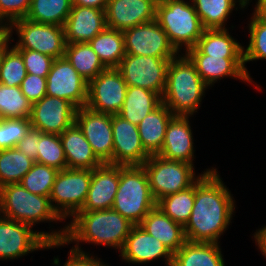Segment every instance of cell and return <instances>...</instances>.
<instances>
[{"mask_svg": "<svg viewBox=\"0 0 266 266\" xmlns=\"http://www.w3.org/2000/svg\"><path fill=\"white\" fill-rule=\"evenodd\" d=\"M235 199L224 185L217 168L195 182V200L184 233L187 241L220 243L219 238L232 223Z\"/></svg>", "mask_w": 266, "mask_h": 266, "instance_id": "obj_1", "label": "cell"}, {"mask_svg": "<svg viewBox=\"0 0 266 266\" xmlns=\"http://www.w3.org/2000/svg\"><path fill=\"white\" fill-rule=\"evenodd\" d=\"M66 224L64 242L83 252L79 243L107 246L121 251L134 224L114 209L78 211Z\"/></svg>", "mask_w": 266, "mask_h": 266, "instance_id": "obj_2", "label": "cell"}, {"mask_svg": "<svg viewBox=\"0 0 266 266\" xmlns=\"http://www.w3.org/2000/svg\"><path fill=\"white\" fill-rule=\"evenodd\" d=\"M207 89L194 63L185 53H179L168 64L162 103L174 116L193 117Z\"/></svg>", "mask_w": 266, "mask_h": 266, "instance_id": "obj_3", "label": "cell"}, {"mask_svg": "<svg viewBox=\"0 0 266 266\" xmlns=\"http://www.w3.org/2000/svg\"><path fill=\"white\" fill-rule=\"evenodd\" d=\"M155 20L179 53L195 47L204 31L191 0H158Z\"/></svg>", "mask_w": 266, "mask_h": 266, "instance_id": "obj_4", "label": "cell"}, {"mask_svg": "<svg viewBox=\"0 0 266 266\" xmlns=\"http://www.w3.org/2000/svg\"><path fill=\"white\" fill-rule=\"evenodd\" d=\"M57 230L37 232L29 225L0 216V260L10 261L36 250L64 247L66 225Z\"/></svg>", "mask_w": 266, "mask_h": 266, "instance_id": "obj_5", "label": "cell"}, {"mask_svg": "<svg viewBox=\"0 0 266 266\" xmlns=\"http://www.w3.org/2000/svg\"><path fill=\"white\" fill-rule=\"evenodd\" d=\"M156 203L144 167L119 165V185L112 209L139 225Z\"/></svg>", "mask_w": 266, "mask_h": 266, "instance_id": "obj_6", "label": "cell"}, {"mask_svg": "<svg viewBox=\"0 0 266 266\" xmlns=\"http://www.w3.org/2000/svg\"><path fill=\"white\" fill-rule=\"evenodd\" d=\"M0 216L32 228L41 222H63L52 208L49 197L31 193L20 183L0 188Z\"/></svg>", "mask_w": 266, "mask_h": 266, "instance_id": "obj_7", "label": "cell"}, {"mask_svg": "<svg viewBox=\"0 0 266 266\" xmlns=\"http://www.w3.org/2000/svg\"><path fill=\"white\" fill-rule=\"evenodd\" d=\"M142 166L148 175L151 194L156 202L166 195L187 189L202 174L215 170L213 167L208 168L196 175L194 164L164 159L159 155H151Z\"/></svg>", "mask_w": 266, "mask_h": 266, "instance_id": "obj_8", "label": "cell"}, {"mask_svg": "<svg viewBox=\"0 0 266 266\" xmlns=\"http://www.w3.org/2000/svg\"><path fill=\"white\" fill-rule=\"evenodd\" d=\"M91 178L92 170L66 168L57 173L49 198L63 220H71L83 208Z\"/></svg>", "mask_w": 266, "mask_h": 266, "instance_id": "obj_9", "label": "cell"}, {"mask_svg": "<svg viewBox=\"0 0 266 266\" xmlns=\"http://www.w3.org/2000/svg\"><path fill=\"white\" fill-rule=\"evenodd\" d=\"M16 31V49L37 51L54 59L64 57L66 40L64 27L20 18L12 22Z\"/></svg>", "mask_w": 266, "mask_h": 266, "instance_id": "obj_10", "label": "cell"}, {"mask_svg": "<svg viewBox=\"0 0 266 266\" xmlns=\"http://www.w3.org/2000/svg\"><path fill=\"white\" fill-rule=\"evenodd\" d=\"M170 60L126 54L116 69L121 73L127 86L148 89L162 98Z\"/></svg>", "mask_w": 266, "mask_h": 266, "instance_id": "obj_11", "label": "cell"}, {"mask_svg": "<svg viewBox=\"0 0 266 266\" xmlns=\"http://www.w3.org/2000/svg\"><path fill=\"white\" fill-rule=\"evenodd\" d=\"M127 87L116 68H107L88 82L85 106L105 114H118L123 107Z\"/></svg>", "mask_w": 266, "mask_h": 266, "instance_id": "obj_12", "label": "cell"}, {"mask_svg": "<svg viewBox=\"0 0 266 266\" xmlns=\"http://www.w3.org/2000/svg\"><path fill=\"white\" fill-rule=\"evenodd\" d=\"M125 53L173 59L179 52L156 20L123 31Z\"/></svg>", "mask_w": 266, "mask_h": 266, "instance_id": "obj_13", "label": "cell"}, {"mask_svg": "<svg viewBox=\"0 0 266 266\" xmlns=\"http://www.w3.org/2000/svg\"><path fill=\"white\" fill-rule=\"evenodd\" d=\"M75 123L102 163L113 164V131L111 115L91 110L87 106L78 108Z\"/></svg>", "mask_w": 266, "mask_h": 266, "instance_id": "obj_14", "label": "cell"}, {"mask_svg": "<svg viewBox=\"0 0 266 266\" xmlns=\"http://www.w3.org/2000/svg\"><path fill=\"white\" fill-rule=\"evenodd\" d=\"M46 79V95L65 99L77 109L86 105L88 82L65 57L54 59Z\"/></svg>", "mask_w": 266, "mask_h": 266, "instance_id": "obj_15", "label": "cell"}, {"mask_svg": "<svg viewBox=\"0 0 266 266\" xmlns=\"http://www.w3.org/2000/svg\"><path fill=\"white\" fill-rule=\"evenodd\" d=\"M77 108L69 101L45 95L32 104L30 124L43 133L62 134L75 123Z\"/></svg>", "mask_w": 266, "mask_h": 266, "instance_id": "obj_16", "label": "cell"}, {"mask_svg": "<svg viewBox=\"0 0 266 266\" xmlns=\"http://www.w3.org/2000/svg\"><path fill=\"white\" fill-rule=\"evenodd\" d=\"M113 131V165L142 166L150 157L142 146L136 125L118 114L111 115Z\"/></svg>", "mask_w": 266, "mask_h": 266, "instance_id": "obj_17", "label": "cell"}, {"mask_svg": "<svg viewBox=\"0 0 266 266\" xmlns=\"http://www.w3.org/2000/svg\"><path fill=\"white\" fill-rule=\"evenodd\" d=\"M185 54L196 67L201 79L210 88L222 78H233L242 82H252L246 74L244 58H222L203 54L196 46L188 49Z\"/></svg>", "mask_w": 266, "mask_h": 266, "instance_id": "obj_18", "label": "cell"}, {"mask_svg": "<svg viewBox=\"0 0 266 266\" xmlns=\"http://www.w3.org/2000/svg\"><path fill=\"white\" fill-rule=\"evenodd\" d=\"M127 263L147 264L163 258L166 266H172L173 253L158 239L139 225H134L119 253Z\"/></svg>", "mask_w": 266, "mask_h": 266, "instance_id": "obj_19", "label": "cell"}, {"mask_svg": "<svg viewBox=\"0 0 266 266\" xmlns=\"http://www.w3.org/2000/svg\"><path fill=\"white\" fill-rule=\"evenodd\" d=\"M158 0H108L106 24L110 29L125 31L155 20Z\"/></svg>", "mask_w": 266, "mask_h": 266, "instance_id": "obj_20", "label": "cell"}, {"mask_svg": "<svg viewBox=\"0 0 266 266\" xmlns=\"http://www.w3.org/2000/svg\"><path fill=\"white\" fill-rule=\"evenodd\" d=\"M119 185V165L103 163L92 170L89 190L80 211L111 209Z\"/></svg>", "mask_w": 266, "mask_h": 266, "instance_id": "obj_21", "label": "cell"}, {"mask_svg": "<svg viewBox=\"0 0 266 266\" xmlns=\"http://www.w3.org/2000/svg\"><path fill=\"white\" fill-rule=\"evenodd\" d=\"M107 27L105 10L72 5L64 24L66 43H85Z\"/></svg>", "mask_w": 266, "mask_h": 266, "instance_id": "obj_22", "label": "cell"}, {"mask_svg": "<svg viewBox=\"0 0 266 266\" xmlns=\"http://www.w3.org/2000/svg\"><path fill=\"white\" fill-rule=\"evenodd\" d=\"M189 116H173L169 121L159 156L193 164L194 139Z\"/></svg>", "mask_w": 266, "mask_h": 266, "instance_id": "obj_23", "label": "cell"}, {"mask_svg": "<svg viewBox=\"0 0 266 266\" xmlns=\"http://www.w3.org/2000/svg\"><path fill=\"white\" fill-rule=\"evenodd\" d=\"M60 140L68 169L93 170L103 164L76 123L60 134Z\"/></svg>", "mask_w": 266, "mask_h": 266, "instance_id": "obj_24", "label": "cell"}, {"mask_svg": "<svg viewBox=\"0 0 266 266\" xmlns=\"http://www.w3.org/2000/svg\"><path fill=\"white\" fill-rule=\"evenodd\" d=\"M139 226L162 242L173 254L187 241L184 227L165 215L158 206L149 211Z\"/></svg>", "mask_w": 266, "mask_h": 266, "instance_id": "obj_25", "label": "cell"}, {"mask_svg": "<svg viewBox=\"0 0 266 266\" xmlns=\"http://www.w3.org/2000/svg\"><path fill=\"white\" fill-rule=\"evenodd\" d=\"M173 116V113L161 103L137 125L142 146L150 156L160 153L167 125Z\"/></svg>", "mask_w": 266, "mask_h": 266, "instance_id": "obj_26", "label": "cell"}, {"mask_svg": "<svg viewBox=\"0 0 266 266\" xmlns=\"http://www.w3.org/2000/svg\"><path fill=\"white\" fill-rule=\"evenodd\" d=\"M219 243L186 241L173 254L172 266H225Z\"/></svg>", "mask_w": 266, "mask_h": 266, "instance_id": "obj_27", "label": "cell"}, {"mask_svg": "<svg viewBox=\"0 0 266 266\" xmlns=\"http://www.w3.org/2000/svg\"><path fill=\"white\" fill-rule=\"evenodd\" d=\"M161 103L162 98L157 93L141 87L128 86L123 107L118 115L137 126Z\"/></svg>", "mask_w": 266, "mask_h": 266, "instance_id": "obj_28", "label": "cell"}, {"mask_svg": "<svg viewBox=\"0 0 266 266\" xmlns=\"http://www.w3.org/2000/svg\"><path fill=\"white\" fill-rule=\"evenodd\" d=\"M196 47L205 55L244 58V46L229 34V29H204Z\"/></svg>", "mask_w": 266, "mask_h": 266, "instance_id": "obj_29", "label": "cell"}, {"mask_svg": "<svg viewBox=\"0 0 266 266\" xmlns=\"http://www.w3.org/2000/svg\"><path fill=\"white\" fill-rule=\"evenodd\" d=\"M204 29H226L234 9H246L241 0H191ZM238 2V4H237Z\"/></svg>", "mask_w": 266, "mask_h": 266, "instance_id": "obj_30", "label": "cell"}, {"mask_svg": "<svg viewBox=\"0 0 266 266\" xmlns=\"http://www.w3.org/2000/svg\"><path fill=\"white\" fill-rule=\"evenodd\" d=\"M107 68H116L125 53L122 31L106 27L88 42Z\"/></svg>", "mask_w": 266, "mask_h": 266, "instance_id": "obj_31", "label": "cell"}, {"mask_svg": "<svg viewBox=\"0 0 266 266\" xmlns=\"http://www.w3.org/2000/svg\"><path fill=\"white\" fill-rule=\"evenodd\" d=\"M64 57L87 82L107 69L88 42L67 43Z\"/></svg>", "mask_w": 266, "mask_h": 266, "instance_id": "obj_32", "label": "cell"}, {"mask_svg": "<svg viewBox=\"0 0 266 266\" xmlns=\"http://www.w3.org/2000/svg\"><path fill=\"white\" fill-rule=\"evenodd\" d=\"M34 163V160L16 147L0 150V188L19 184Z\"/></svg>", "mask_w": 266, "mask_h": 266, "instance_id": "obj_33", "label": "cell"}, {"mask_svg": "<svg viewBox=\"0 0 266 266\" xmlns=\"http://www.w3.org/2000/svg\"><path fill=\"white\" fill-rule=\"evenodd\" d=\"M71 7L72 0H31L29 12L25 18L64 27Z\"/></svg>", "mask_w": 266, "mask_h": 266, "instance_id": "obj_34", "label": "cell"}, {"mask_svg": "<svg viewBox=\"0 0 266 266\" xmlns=\"http://www.w3.org/2000/svg\"><path fill=\"white\" fill-rule=\"evenodd\" d=\"M195 200V183L177 193L166 195L159 199L156 206L168 217L183 227L192 213Z\"/></svg>", "mask_w": 266, "mask_h": 266, "instance_id": "obj_35", "label": "cell"}, {"mask_svg": "<svg viewBox=\"0 0 266 266\" xmlns=\"http://www.w3.org/2000/svg\"><path fill=\"white\" fill-rule=\"evenodd\" d=\"M31 108L20 87L0 83V118H30Z\"/></svg>", "mask_w": 266, "mask_h": 266, "instance_id": "obj_36", "label": "cell"}, {"mask_svg": "<svg viewBox=\"0 0 266 266\" xmlns=\"http://www.w3.org/2000/svg\"><path fill=\"white\" fill-rule=\"evenodd\" d=\"M58 172L56 168L35 162L20 184L31 193L50 197Z\"/></svg>", "mask_w": 266, "mask_h": 266, "instance_id": "obj_37", "label": "cell"}, {"mask_svg": "<svg viewBox=\"0 0 266 266\" xmlns=\"http://www.w3.org/2000/svg\"><path fill=\"white\" fill-rule=\"evenodd\" d=\"M249 22L248 26H246L250 34H248V46L246 49L244 48V65L247 77L253 81L246 68V63L262 59L266 60V21L251 15Z\"/></svg>", "mask_w": 266, "mask_h": 266, "instance_id": "obj_38", "label": "cell"}, {"mask_svg": "<svg viewBox=\"0 0 266 266\" xmlns=\"http://www.w3.org/2000/svg\"><path fill=\"white\" fill-rule=\"evenodd\" d=\"M37 163L56 168L59 171L67 168L60 135L50 133L40 135Z\"/></svg>", "mask_w": 266, "mask_h": 266, "instance_id": "obj_39", "label": "cell"}, {"mask_svg": "<svg viewBox=\"0 0 266 266\" xmlns=\"http://www.w3.org/2000/svg\"><path fill=\"white\" fill-rule=\"evenodd\" d=\"M3 52L0 65V83L7 87H20L27 72L21 53L13 46Z\"/></svg>", "mask_w": 266, "mask_h": 266, "instance_id": "obj_40", "label": "cell"}, {"mask_svg": "<svg viewBox=\"0 0 266 266\" xmlns=\"http://www.w3.org/2000/svg\"><path fill=\"white\" fill-rule=\"evenodd\" d=\"M30 127L29 118H0V150L15 148Z\"/></svg>", "mask_w": 266, "mask_h": 266, "instance_id": "obj_41", "label": "cell"}, {"mask_svg": "<svg viewBox=\"0 0 266 266\" xmlns=\"http://www.w3.org/2000/svg\"><path fill=\"white\" fill-rule=\"evenodd\" d=\"M17 50L21 53L27 73L47 78L54 58L37 51Z\"/></svg>", "mask_w": 266, "mask_h": 266, "instance_id": "obj_42", "label": "cell"}, {"mask_svg": "<svg viewBox=\"0 0 266 266\" xmlns=\"http://www.w3.org/2000/svg\"><path fill=\"white\" fill-rule=\"evenodd\" d=\"M46 77L27 73L20 85L24 96L33 104L46 95Z\"/></svg>", "mask_w": 266, "mask_h": 266, "instance_id": "obj_43", "label": "cell"}, {"mask_svg": "<svg viewBox=\"0 0 266 266\" xmlns=\"http://www.w3.org/2000/svg\"><path fill=\"white\" fill-rule=\"evenodd\" d=\"M30 4L31 0H0V19L13 22L25 18Z\"/></svg>", "mask_w": 266, "mask_h": 266, "instance_id": "obj_44", "label": "cell"}, {"mask_svg": "<svg viewBox=\"0 0 266 266\" xmlns=\"http://www.w3.org/2000/svg\"><path fill=\"white\" fill-rule=\"evenodd\" d=\"M42 133L40 130L30 127L26 135L18 142L16 148L37 162L40 135Z\"/></svg>", "mask_w": 266, "mask_h": 266, "instance_id": "obj_45", "label": "cell"}, {"mask_svg": "<svg viewBox=\"0 0 266 266\" xmlns=\"http://www.w3.org/2000/svg\"><path fill=\"white\" fill-rule=\"evenodd\" d=\"M69 256L63 266H107L104 264L101 258L91 255V253L83 251L79 252L74 249H70Z\"/></svg>", "mask_w": 266, "mask_h": 266, "instance_id": "obj_46", "label": "cell"}, {"mask_svg": "<svg viewBox=\"0 0 266 266\" xmlns=\"http://www.w3.org/2000/svg\"><path fill=\"white\" fill-rule=\"evenodd\" d=\"M13 33L12 22L0 19V52L6 51L11 46L9 44L14 42Z\"/></svg>", "mask_w": 266, "mask_h": 266, "instance_id": "obj_47", "label": "cell"}, {"mask_svg": "<svg viewBox=\"0 0 266 266\" xmlns=\"http://www.w3.org/2000/svg\"><path fill=\"white\" fill-rule=\"evenodd\" d=\"M253 237L255 239L256 246L260 249V254L266 258V226L259 228L254 232Z\"/></svg>", "mask_w": 266, "mask_h": 266, "instance_id": "obj_48", "label": "cell"}, {"mask_svg": "<svg viewBox=\"0 0 266 266\" xmlns=\"http://www.w3.org/2000/svg\"><path fill=\"white\" fill-rule=\"evenodd\" d=\"M108 0H72V5L93 7L105 10Z\"/></svg>", "mask_w": 266, "mask_h": 266, "instance_id": "obj_49", "label": "cell"}, {"mask_svg": "<svg viewBox=\"0 0 266 266\" xmlns=\"http://www.w3.org/2000/svg\"><path fill=\"white\" fill-rule=\"evenodd\" d=\"M254 6L252 15L258 19L266 21V0H257Z\"/></svg>", "mask_w": 266, "mask_h": 266, "instance_id": "obj_50", "label": "cell"}, {"mask_svg": "<svg viewBox=\"0 0 266 266\" xmlns=\"http://www.w3.org/2000/svg\"><path fill=\"white\" fill-rule=\"evenodd\" d=\"M242 1V3L243 4H245L246 5V7H248V5H249V3L252 1H250V0H241Z\"/></svg>", "mask_w": 266, "mask_h": 266, "instance_id": "obj_51", "label": "cell"}, {"mask_svg": "<svg viewBox=\"0 0 266 266\" xmlns=\"http://www.w3.org/2000/svg\"><path fill=\"white\" fill-rule=\"evenodd\" d=\"M2 58H3V52H0V65H1Z\"/></svg>", "mask_w": 266, "mask_h": 266, "instance_id": "obj_52", "label": "cell"}]
</instances>
